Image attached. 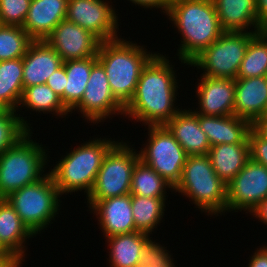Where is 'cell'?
I'll return each instance as SVG.
<instances>
[{
  "instance_id": "obj_1",
  "label": "cell",
  "mask_w": 267,
  "mask_h": 267,
  "mask_svg": "<svg viewBox=\"0 0 267 267\" xmlns=\"http://www.w3.org/2000/svg\"><path fill=\"white\" fill-rule=\"evenodd\" d=\"M173 67L169 59L157 52L143 67L123 116L144 126L166 125L180 111L174 106L179 87Z\"/></svg>"
},
{
  "instance_id": "obj_31",
  "label": "cell",
  "mask_w": 267,
  "mask_h": 267,
  "mask_svg": "<svg viewBox=\"0 0 267 267\" xmlns=\"http://www.w3.org/2000/svg\"><path fill=\"white\" fill-rule=\"evenodd\" d=\"M267 76V30L256 33L249 41L236 78Z\"/></svg>"
},
{
  "instance_id": "obj_37",
  "label": "cell",
  "mask_w": 267,
  "mask_h": 267,
  "mask_svg": "<svg viewBox=\"0 0 267 267\" xmlns=\"http://www.w3.org/2000/svg\"><path fill=\"white\" fill-rule=\"evenodd\" d=\"M67 75L65 67L62 65L56 69L51 76L48 77L46 85L61 98L62 103L65 106V87H66Z\"/></svg>"
},
{
  "instance_id": "obj_23",
  "label": "cell",
  "mask_w": 267,
  "mask_h": 267,
  "mask_svg": "<svg viewBox=\"0 0 267 267\" xmlns=\"http://www.w3.org/2000/svg\"><path fill=\"white\" fill-rule=\"evenodd\" d=\"M35 236L21 221L14 208L0 199V243L13 255L25 257L26 240ZM24 244V245H23Z\"/></svg>"
},
{
  "instance_id": "obj_36",
  "label": "cell",
  "mask_w": 267,
  "mask_h": 267,
  "mask_svg": "<svg viewBox=\"0 0 267 267\" xmlns=\"http://www.w3.org/2000/svg\"><path fill=\"white\" fill-rule=\"evenodd\" d=\"M250 158L267 167V141L261 138L253 129L248 135Z\"/></svg>"
},
{
  "instance_id": "obj_5",
  "label": "cell",
  "mask_w": 267,
  "mask_h": 267,
  "mask_svg": "<svg viewBox=\"0 0 267 267\" xmlns=\"http://www.w3.org/2000/svg\"><path fill=\"white\" fill-rule=\"evenodd\" d=\"M227 184L214 171L209 156L188 155L182 175L174 191L190 198L208 215L226 212Z\"/></svg>"
},
{
  "instance_id": "obj_29",
  "label": "cell",
  "mask_w": 267,
  "mask_h": 267,
  "mask_svg": "<svg viewBox=\"0 0 267 267\" xmlns=\"http://www.w3.org/2000/svg\"><path fill=\"white\" fill-rule=\"evenodd\" d=\"M167 188L174 187L161 177L154 169L143 163L140 159L136 162L132 174L131 195L143 197L166 198Z\"/></svg>"
},
{
  "instance_id": "obj_34",
  "label": "cell",
  "mask_w": 267,
  "mask_h": 267,
  "mask_svg": "<svg viewBox=\"0 0 267 267\" xmlns=\"http://www.w3.org/2000/svg\"><path fill=\"white\" fill-rule=\"evenodd\" d=\"M30 3L31 0H0V25L23 27Z\"/></svg>"
},
{
  "instance_id": "obj_11",
  "label": "cell",
  "mask_w": 267,
  "mask_h": 267,
  "mask_svg": "<svg viewBox=\"0 0 267 267\" xmlns=\"http://www.w3.org/2000/svg\"><path fill=\"white\" fill-rule=\"evenodd\" d=\"M226 187V211L250 214L267 197V167L250 158Z\"/></svg>"
},
{
  "instance_id": "obj_16",
  "label": "cell",
  "mask_w": 267,
  "mask_h": 267,
  "mask_svg": "<svg viewBox=\"0 0 267 267\" xmlns=\"http://www.w3.org/2000/svg\"><path fill=\"white\" fill-rule=\"evenodd\" d=\"M90 209L96 214L104 238L136 231L131 194L98 200Z\"/></svg>"
},
{
  "instance_id": "obj_46",
  "label": "cell",
  "mask_w": 267,
  "mask_h": 267,
  "mask_svg": "<svg viewBox=\"0 0 267 267\" xmlns=\"http://www.w3.org/2000/svg\"><path fill=\"white\" fill-rule=\"evenodd\" d=\"M7 110L8 108L0 102V115L5 113Z\"/></svg>"
},
{
  "instance_id": "obj_33",
  "label": "cell",
  "mask_w": 267,
  "mask_h": 267,
  "mask_svg": "<svg viewBox=\"0 0 267 267\" xmlns=\"http://www.w3.org/2000/svg\"><path fill=\"white\" fill-rule=\"evenodd\" d=\"M27 120L20 117V114L14 110H7L0 115V155L13 146L29 130L31 131Z\"/></svg>"
},
{
  "instance_id": "obj_20",
  "label": "cell",
  "mask_w": 267,
  "mask_h": 267,
  "mask_svg": "<svg viewBox=\"0 0 267 267\" xmlns=\"http://www.w3.org/2000/svg\"><path fill=\"white\" fill-rule=\"evenodd\" d=\"M201 130L206 134L211 146L217 144H249L248 135L252 124L235 115H198Z\"/></svg>"
},
{
  "instance_id": "obj_35",
  "label": "cell",
  "mask_w": 267,
  "mask_h": 267,
  "mask_svg": "<svg viewBox=\"0 0 267 267\" xmlns=\"http://www.w3.org/2000/svg\"><path fill=\"white\" fill-rule=\"evenodd\" d=\"M160 243L150 239L142 250L139 267H175L169 251Z\"/></svg>"
},
{
  "instance_id": "obj_8",
  "label": "cell",
  "mask_w": 267,
  "mask_h": 267,
  "mask_svg": "<svg viewBox=\"0 0 267 267\" xmlns=\"http://www.w3.org/2000/svg\"><path fill=\"white\" fill-rule=\"evenodd\" d=\"M135 151L124 141H118L108 151L87 197L88 208L98 200L130 194L134 166L139 160Z\"/></svg>"
},
{
  "instance_id": "obj_18",
  "label": "cell",
  "mask_w": 267,
  "mask_h": 267,
  "mask_svg": "<svg viewBox=\"0 0 267 267\" xmlns=\"http://www.w3.org/2000/svg\"><path fill=\"white\" fill-rule=\"evenodd\" d=\"M68 0H31L23 29L33 41H44L66 19Z\"/></svg>"
},
{
  "instance_id": "obj_40",
  "label": "cell",
  "mask_w": 267,
  "mask_h": 267,
  "mask_svg": "<svg viewBox=\"0 0 267 267\" xmlns=\"http://www.w3.org/2000/svg\"><path fill=\"white\" fill-rule=\"evenodd\" d=\"M260 30H267V0H256Z\"/></svg>"
},
{
  "instance_id": "obj_32",
  "label": "cell",
  "mask_w": 267,
  "mask_h": 267,
  "mask_svg": "<svg viewBox=\"0 0 267 267\" xmlns=\"http://www.w3.org/2000/svg\"><path fill=\"white\" fill-rule=\"evenodd\" d=\"M32 42L22 27L0 25V61L23 58Z\"/></svg>"
},
{
  "instance_id": "obj_4",
  "label": "cell",
  "mask_w": 267,
  "mask_h": 267,
  "mask_svg": "<svg viewBox=\"0 0 267 267\" xmlns=\"http://www.w3.org/2000/svg\"><path fill=\"white\" fill-rule=\"evenodd\" d=\"M111 139L93 138L57 161L49 173L61 196L82 190L89 196L106 154L118 142Z\"/></svg>"
},
{
  "instance_id": "obj_6",
  "label": "cell",
  "mask_w": 267,
  "mask_h": 267,
  "mask_svg": "<svg viewBox=\"0 0 267 267\" xmlns=\"http://www.w3.org/2000/svg\"><path fill=\"white\" fill-rule=\"evenodd\" d=\"M31 134L29 130L0 155V198L45 176L44 168L49 161L47 149L42 147L43 144L34 142Z\"/></svg>"
},
{
  "instance_id": "obj_12",
  "label": "cell",
  "mask_w": 267,
  "mask_h": 267,
  "mask_svg": "<svg viewBox=\"0 0 267 267\" xmlns=\"http://www.w3.org/2000/svg\"><path fill=\"white\" fill-rule=\"evenodd\" d=\"M73 110L93 124L104 122L113 117L111 115H124V106L113 96L105 69L99 61L92 66L83 97Z\"/></svg>"
},
{
  "instance_id": "obj_28",
  "label": "cell",
  "mask_w": 267,
  "mask_h": 267,
  "mask_svg": "<svg viewBox=\"0 0 267 267\" xmlns=\"http://www.w3.org/2000/svg\"><path fill=\"white\" fill-rule=\"evenodd\" d=\"M166 198L131 195L132 214L136 231L152 234L164 217Z\"/></svg>"
},
{
  "instance_id": "obj_21",
  "label": "cell",
  "mask_w": 267,
  "mask_h": 267,
  "mask_svg": "<svg viewBox=\"0 0 267 267\" xmlns=\"http://www.w3.org/2000/svg\"><path fill=\"white\" fill-rule=\"evenodd\" d=\"M165 126L188 155L208 154L211 145L192 109H181Z\"/></svg>"
},
{
  "instance_id": "obj_24",
  "label": "cell",
  "mask_w": 267,
  "mask_h": 267,
  "mask_svg": "<svg viewBox=\"0 0 267 267\" xmlns=\"http://www.w3.org/2000/svg\"><path fill=\"white\" fill-rule=\"evenodd\" d=\"M207 155L217 176L227 184L250 159V144H217Z\"/></svg>"
},
{
  "instance_id": "obj_25",
  "label": "cell",
  "mask_w": 267,
  "mask_h": 267,
  "mask_svg": "<svg viewBox=\"0 0 267 267\" xmlns=\"http://www.w3.org/2000/svg\"><path fill=\"white\" fill-rule=\"evenodd\" d=\"M151 238L149 234L140 231L107 237L110 266L138 267L142 250Z\"/></svg>"
},
{
  "instance_id": "obj_14",
  "label": "cell",
  "mask_w": 267,
  "mask_h": 267,
  "mask_svg": "<svg viewBox=\"0 0 267 267\" xmlns=\"http://www.w3.org/2000/svg\"><path fill=\"white\" fill-rule=\"evenodd\" d=\"M63 62L97 56L100 40L79 25L62 20L44 40Z\"/></svg>"
},
{
  "instance_id": "obj_2",
  "label": "cell",
  "mask_w": 267,
  "mask_h": 267,
  "mask_svg": "<svg viewBox=\"0 0 267 267\" xmlns=\"http://www.w3.org/2000/svg\"><path fill=\"white\" fill-rule=\"evenodd\" d=\"M165 15L182 36L177 56L186 65L224 33L213 0H171Z\"/></svg>"
},
{
  "instance_id": "obj_26",
  "label": "cell",
  "mask_w": 267,
  "mask_h": 267,
  "mask_svg": "<svg viewBox=\"0 0 267 267\" xmlns=\"http://www.w3.org/2000/svg\"><path fill=\"white\" fill-rule=\"evenodd\" d=\"M97 56L80 60L63 62L67 75L65 87V108L69 113L80 103L89 81L92 66L97 62Z\"/></svg>"
},
{
  "instance_id": "obj_19",
  "label": "cell",
  "mask_w": 267,
  "mask_h": 267,
  "mask_svg": "<svg viewBox=\"0 0 267 267\" xmlns=\"http://www.w3.org/2000/svg\"><path fill=\"white\" fill-rule=\"evenodd\" d=\"M23 60V88L45 84L48 77L63 65L60 55L45 41H33Z\"/></svg>"
},
{
  "instance_id": "obj_3",
  "label": "cell",
  "mask_w": 267,
  "mask_h": 267,
  "mask_svg": "<svg viewBox=\"0 0 267 267\" xmlns=\"http://www.w3.org/2000/svg\"><path fill=\"white\" fill-rule=\"evenodd\" d=\"M147 51L124 37L100 42L97 60L105 69L113 96L124 107L135 93L143 67L157 53Z\"/></svg>"
},
{
  "instance_id": "obj_45",
  "label": "cell",
  "mask_w": 267,
  "mask_h": 267,
  "mask_svg": "<svg viewBox=\"0 0 267 267\" xmlns=\"http://www.w3.org/2000/svg\"><path fill=\"white\" fill-rule=\"evenodd\" d=\"M14 256H0V267H3L4 264Z\"/></svg>"
},
{
  "instance_id": "obj_9",
  "label": "cell",
  "mask_w": 267,
  "mask_h": 267,
  "mask_svg": "<svg viewBox=\"0 0 267 267\" xmlns=\"http://www.w3.org/2000/svg\"><path fill=\"white\" fill-rule=\"evenodd\" d=\"M258 32H224L188 65L201 68L200 76L236 79L250 39Z\"/></svg>"
},
{
  "instance_id": "obj_13",
  "label": "cell",
  "mask_w": 267,
  "mask_h": 267,
  "mask_svg": "<svg viewBox=\"0 0 267 267\" xmlns=\"http://www.w3.org/2000/svg\"><path fill=\"white\" fill-rule=\"evenodd\" d=\"M104 0H68L66 19L95 35L101 42L119 38L118 14Z\"/></svg>"
},
{
  "instance_id": "obj_42",
  "label": "cell",
  "mask_w": 267,
  "mask_h": 267,
  "mask_svg": "<svg viewBox=\"0 0 267 267\" xmlns=\"http://www.w3.org/2000/svg\"><path fill=\"white\" fill-rule=\"evenodd\" d=\"M252 129L267 141V115L259 118L252 124Z\"/></svg>"
},
{
  "instance_id": "obj_7",
  "label": "cell",
  "mask_w": 267,
  "mask_h": 267,
  "mask_svg": "<svg viewBox=\"0 0 267 267\" xmlns=\"http://www.w3.org/2000/svg\"><path fill=\"white\" fill-rule=\"evenodd\" d=\"M61 195L49 172L35 183L10 193L5 199L36 236L46 229L60 210Z\"/></svg>"
},
{
  "instance_id": "obj_38",
  "label": "cell",
  "mask_w": 267,
  "mask_h": 267,
  "mask_svg": "<svg viewBox=\"0 0 267 267\" xmlns=\"http://www.w3.org/2000/svg\"><path fill=\"white\" fill-rule=\"evenodd\" d=\"M131 1L132 3H134V5H138V6H141L145 9L147 8H156L157 10L158 9H161L163 11V13H167L168 12V9L170 7V3H171V0H129Z\"/></svg>"
},
{
  "instance_id": "obj_44",
  "label": "cell",
  "mask_w": 267,
  "mask_h": 267,
  "mask_svg": "<svg viewBox=\"0 0 267 267\" xmlns=\"http://www.w3.org/2000/svg\"><path fill=\"white\" fill-rule=\"evenodd\" d=\"M0 256H13V255L0 243Z\"/></svg>"
},
{
  "instance_id": "obj_39",
  "label": "cell",
  "mask_w": 267,
  "mask_h": 267,
  "mask_svg": "<svg viewBox=\"0 0 267 267\" xmlns=\"http://www.w3.org/2000/svg\"><path fill=\"white\" fill-rule=\"evenodd\" d=\"M251 259L249 260L248 267H267V246L260 247L255 250Z\"/></svg>"
},
{
  "instance_id": "obj_30",
  "label": "cell",
  "mask_w": 267,
  "mask_h": 267,
  "mask_svg": "<svg viewBox=\"0 0 267 267\" xmlns=\"http://www.w3.org/2000/svg\"><path fill=\"white\" fill-rule=\"evenodd\" d=\"M24 106L32 111L43 112V114L53 112V115H59L61 118L69 114L61 98L46 84L25 88L18 109L22 110L21 108Z\"/></svg>"
},
{
  "instance_id": "obj_17",
  "label": "cell",
  "mask_w": 267,
  "mask_h": 267,
  "mask_svg": "<svg viewBox=\"0 0 267 267\" xmlns=\"http://www.w3.org/2000/svg\"><path fill=\"white\" fill-rule=\"evenodd\" d=\"M267 112V76L236 78L234 115L253 124Z\"/></svg>"
},
{
  "instance_id": "obj_27",
  "label": "cell",
  "mask_w": 267,
  "mask_h": 267,
  "mask_svg": "<svg viewBox=\"0 0 267 267\" xmlns=\"http://www.w3.org/2000/svg\"><path fill=\"white\" fill-rule=\"evenodd\" d=\"M23 91L22 58L0 61V102L18 112Z\"/></svg>"
},
{
  "instance_id": "obj_41",
  "label": "cell",
  "mask_w": 267,
  "mask_h": 267,
  "mask_svg": "<svg viewBox=\"0 0 267 267\" xmlns=\"http://www.w3.org/2000/svg\"><path fill=\"white\" fill-rule=\"evenodd\" d=\"M250 215L267 225V197L251 211Z\"/></svg>"
},
{
  "instance_id": "obj_22",
  "label": "cell",
  "mask_w": 267,
  "mask_h": 267,
  "mask_svg": "<svg viewBox=\"0 0 267 267\" xmlns=\"http://www.w3.org/2000/svg\"><path fill=\"white\" fill-rule=\"evenodd\" d=\"M224 32H260L256 0H213Z\"/></svg>"
},
{
  "instance_id": "obj_43",
  "label": "cell",
  "mask_w": 267,
  "mask_h": 267,
  "mask_svg": "<svg viewBox=\"0 0 267 267\" xmlns=\"http://www.w3.org/2000/svg\"><path fill=\"white\" fill-rule=\"evenodd\" d=\"M22 261L24 262L25 259L24 257H20V256H14L12 258H10L3 267H22ZM21 265V266H20Z\"/></svg>"
},
{
  "instance_id": "obj_10",
  "label": "cell",
  "mask_w": 267,
  "mask_h": 267,
  "mask_svg": "<svg viewBox=\"0 0 267 267\" xmlns=\"http://www.w3.org/2000/svg\"><path fill=\"white\" fill-rule=\"evenodd\" d=\"M147 127L149 139L138 152L139 159L175 187L180 181L188 154L165 125Z\"/></svg>"
},
{
  "instance_id": "obj_15",
  "label": "cell",
  "mask_w": 267,
  "mask_h": 267,
  "mask_svg": "<svg viewBox=\"0 0 267 267\" xmlns=\"http://www.w3.org/2000/svg\"><path fill=\"white\" fill-rule=\"evenodd\" d=\"M196 88L198 109L193 112L203 116L234 115L235 79L202 76Z\"/></svg>"
}]
</instances>
